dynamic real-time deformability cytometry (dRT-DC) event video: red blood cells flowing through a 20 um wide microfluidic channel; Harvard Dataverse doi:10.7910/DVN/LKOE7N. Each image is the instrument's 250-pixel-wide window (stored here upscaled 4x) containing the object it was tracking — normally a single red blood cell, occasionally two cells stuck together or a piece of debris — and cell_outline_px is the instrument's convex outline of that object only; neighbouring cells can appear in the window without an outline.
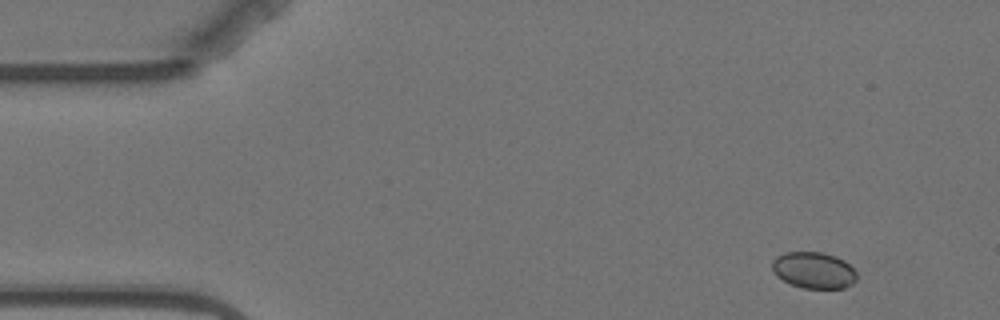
{"species": "Egyptian fruit bat (a non-hibernating species)", "species_latin": "Rousettus aegyptiacus", "temperature_condition": "warm", "stored_images_in_passage": 5, "camera_frame_rate_fps": 3000, "um_per_image_px": 0.085, "animal": {"sex": "female"}, "frame": {"image": 1, "passage_image": 2, "time_ms": 1.0, "image_size_px": [1000, 320], "cell_outline_px": [[856, 280], [852, 284], [844, 288], [804, 288], [792, 284], [776, 276], [772, 272], [772, 260], [776, 256], [784, 252], [820, 252], [836, 256], [844, 260], [856, 272]], "centroid_in_image_um": [69.15, 22.96], "position_along_channel_um": 15.9, "area_um2": 17.98}}
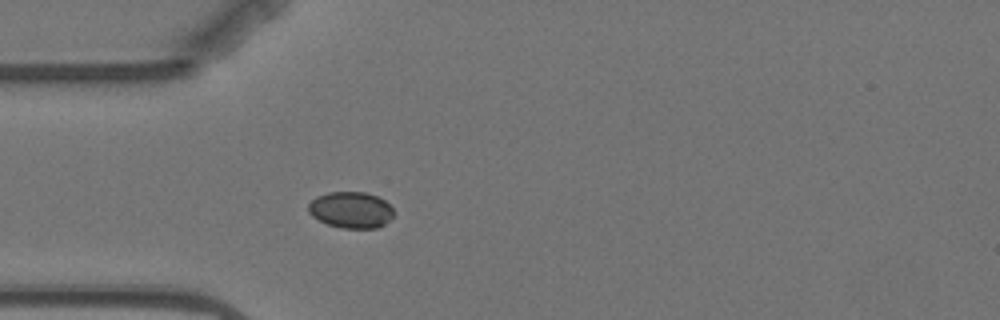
{"frame": {"image": 2, "passage_image": 5, "time_ms": 4.667, "image_size_px": [1000, 320], "cell_outline_px": [[392, 216], [384, 224], [376, 228], [344, 228], [328, 224], [312, 216], [308, 212], [308, 204], [316, 196], [328, 192], [364, 192], [376, 196], [384, 200], [392, 208]], "centroid_in_image_um": [29.8, 17.83], "position_along_channel_um": 55.2, "area_um2": 17.86}}